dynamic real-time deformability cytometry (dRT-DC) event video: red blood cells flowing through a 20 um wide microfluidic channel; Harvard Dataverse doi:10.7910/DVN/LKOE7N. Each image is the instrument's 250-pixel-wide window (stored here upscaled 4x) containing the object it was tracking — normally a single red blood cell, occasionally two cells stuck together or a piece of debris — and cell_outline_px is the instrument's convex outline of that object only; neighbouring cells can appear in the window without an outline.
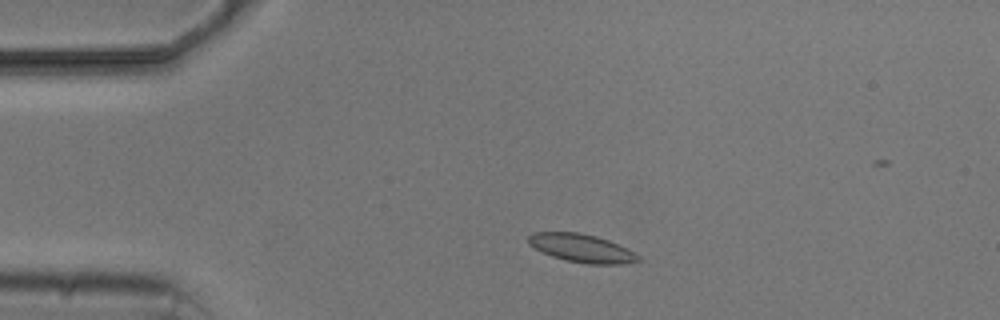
{"species": "common noctule bat (a hibernating species)", "species_latin": "Nyctalus noctula", "temperature_condition": "cold", "stored_images_in_passage": 7, "camera_frame_rate_fps": 3000, "um_per_image_px": 0.085, "animal": {"sex": "male", "body_mass_g": 20.5, "forearm_length_mm": 52.5}, "frame": {"image": 1, "passage_image": 2, "time_ms": 1.0, "image_size_px": [1000, 320], "cell_outline_px": [[640, 260], [620, 264], [588, 264], [568, 260], [552, 256], [528, 244], [528, 236], [532, 232], [576, 232], [596, 236], [608, 240], [640, 256]], "centroid_in_image_um": [49.4, 21.08], "position_along_channel_um": 35.6, "area_um2": 17.63}}